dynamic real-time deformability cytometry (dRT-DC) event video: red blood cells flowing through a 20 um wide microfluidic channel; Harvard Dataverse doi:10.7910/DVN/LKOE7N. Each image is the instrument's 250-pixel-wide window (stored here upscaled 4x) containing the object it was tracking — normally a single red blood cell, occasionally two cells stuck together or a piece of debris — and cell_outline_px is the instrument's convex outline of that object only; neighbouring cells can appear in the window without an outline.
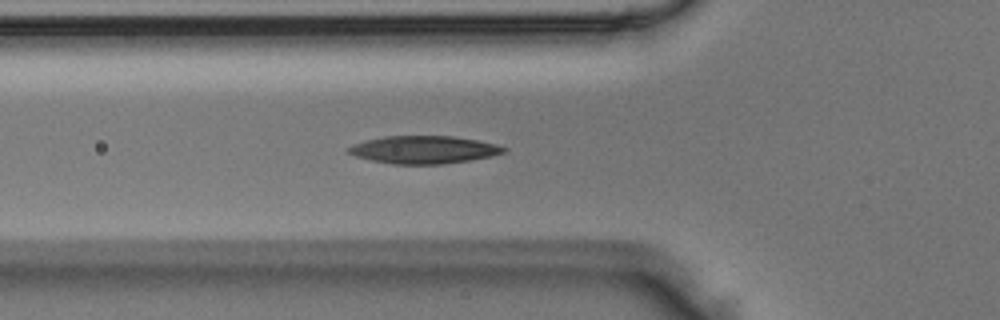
{"species": "Egyptian fruit bat (a non-hibernating species)", "species_latin": "Rousettus aegyptiacus", "temperature_condition": "room temperature", "stored_images_in_passage": 40, "camera_frame_rate_fps": 3000, "um_per_image_px": 0.085, "animal": {"sex": "male"}, "frame": {"image": 1, "passage_image": 11, "time_ms": 3.333, "image_size_px": [1000, 320], "cell_outline_px": [[508, 148], [504, 152], [492, 156], [468, 160], [440, 164], [392, 164], [372, 160], [356, 156], [348, 152], [348, 148], [356, 144], [368, 140], [384, 136], [452, 136], [476, 140], [496, 144]], "centroid_in_image_um": [36.05, 12.72], "position_along_channel_um": 89.7, "area_um2": 24.68}}
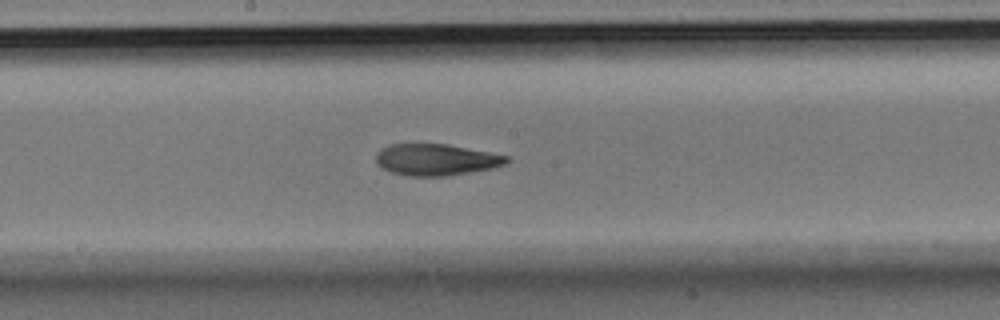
{"frame": {"image": 2, "passage_image": 20, "time_ms": 6.333, "image_size_px": [1000, 320], "cell_outline_px": [[508, 160], [504, 164], [492, 168], [448, 176], [408, 176], [392, 172], [376, 164], [376, 152], [392, 144], [448, 144], [508, 156]], "centroid_in_image_um": [37.05, 13.58], "position_along_channel_um": 211.2, "area_um2": 23.76}}
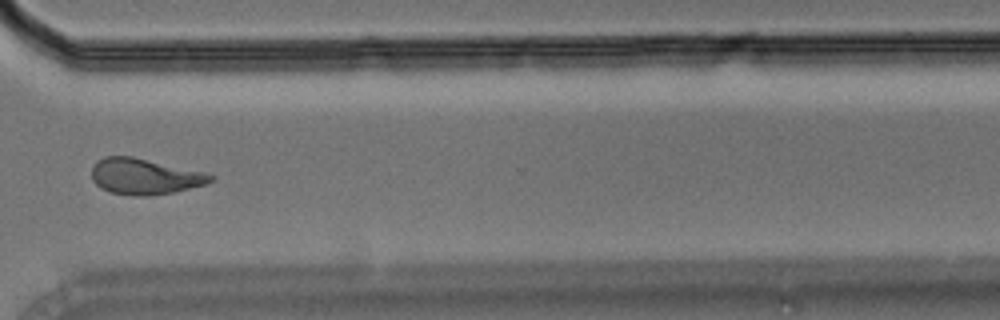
{"frame": {"image": 3, "passage_image": 31, "time_ms": 10.0, "image_size_px": [1000, 320], "cell_outline_px": [[216, 176], [212, 180], [204, 184], [172, 192], [148, 196], [132, 196], [112, 192], [100, 188], [92, 180], [92, 164], [96, 160], [104, 156], [132, 156], [204, 172]], "centroid_in_image_um": [12.23, 14.99], "position_along_channel_um": 358.4, "area_um2": 24.8}}